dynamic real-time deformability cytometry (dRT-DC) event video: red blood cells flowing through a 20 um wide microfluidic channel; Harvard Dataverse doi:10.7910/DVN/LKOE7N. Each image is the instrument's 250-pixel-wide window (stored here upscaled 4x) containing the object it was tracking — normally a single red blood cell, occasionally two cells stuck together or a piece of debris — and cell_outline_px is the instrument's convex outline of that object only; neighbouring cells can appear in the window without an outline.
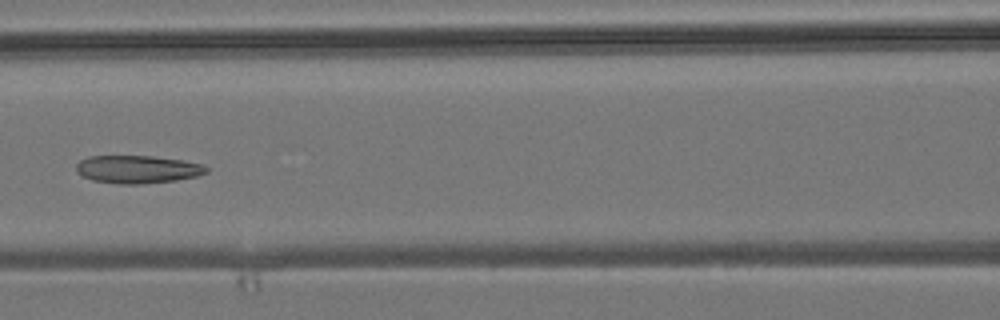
{"species": "common noctule bat (a hibernating species)", "species_latin": "Nyctalus noctula", "temperature_condition": "room temperature", "stored_images_in_passage": 8, "camera_frame_rate_fps": 3000, "um_per_image_px": 0.085, "animal": {"sex": "male", "body_mass_g": 19.2, "forearm_length_mm": 51.8}, "frame": {"image": 1, "passage_image": 7, "time_ms": 7.0, "image_size_px": [1000, 320], "cell_outline_px": [[208, 172], [196, 176], [176, 180], [140, 184], [120, 184], [92, 180], [76, 172], [76, 164], [80, 160], [88, 156], [152, 156], [180, 160], [200, 164], [208, 168]], "centroid_in_image_um": [11.65, 14.39], "position_along_channel_um": 155.0, "area_um2": 20.98}}
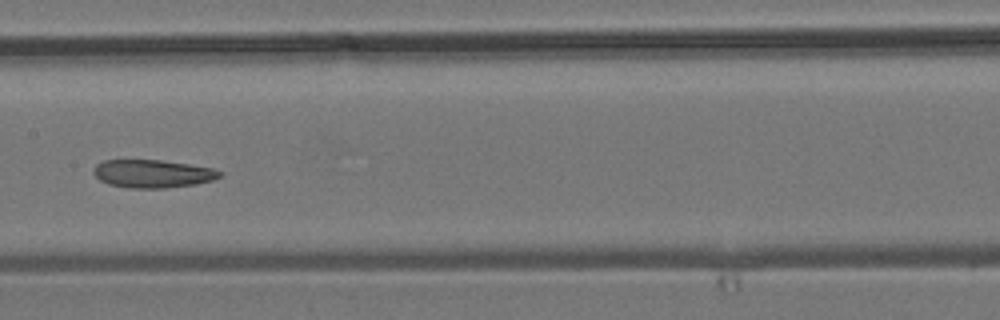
{"frame": {"image": 2, "passage_image": 8, "time_ms": 8.0, "image_size_px": [1000, 320], "cell_outline_px": [[224, 172], [220, 176], [212, 180], [196, 184], [164, 188], [128, 188], [108, 184], [100, 180], [92, 172], [92, 168], [96, 164], [104, 160], [160, 160], [188, 164], [212, 168]], "centroid_in_image_um": [12.94, 14.76], "position_along_channel_um": 194.5, "area_um2": 20.63}}